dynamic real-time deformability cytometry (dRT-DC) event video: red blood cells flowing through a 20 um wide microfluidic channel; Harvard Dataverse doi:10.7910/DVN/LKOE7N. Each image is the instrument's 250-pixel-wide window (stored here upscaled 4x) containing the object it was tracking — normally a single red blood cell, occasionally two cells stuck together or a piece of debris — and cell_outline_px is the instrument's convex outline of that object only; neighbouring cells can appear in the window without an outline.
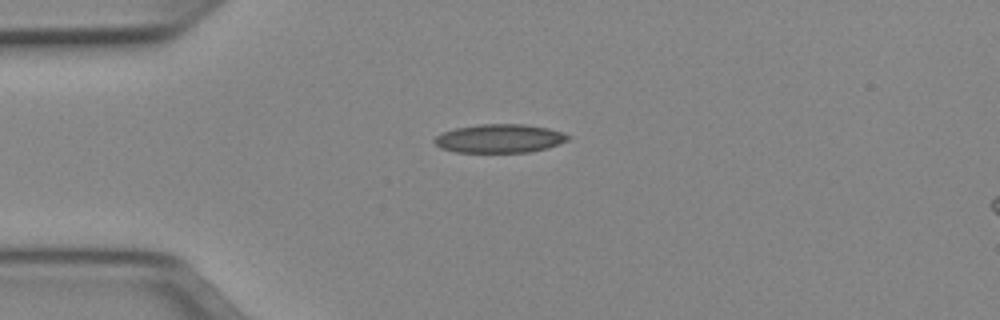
{"species": "Egyptian fruit bat (a non-hibernating species)", "species_latin": "Rousettus aegyptiacus", "temperature_condition": "cold", "stored_images_in_passage": 39, "camera_frame_rate_fps": 3000, "um_per_image_px": 0.085, "animal": {"sex": "female"}, "frame": {"image": 1, "passage_image": 1, "time_ms": 0.0, "image_size_px": [1000, 320], "cell_outline_px": [[572, 136], [568, 140], [548, 148], [528, 152], [456, 152], [440, 148], [432, 140], [436, 136], [444, 132], [456, 128], [480, 124], [524, 124], [548, 128], [564, 132]], "centroid_in_image_um": [42.49, 11.77], "position_along_channel_um": 42.5, "area_um2": 22.31}}
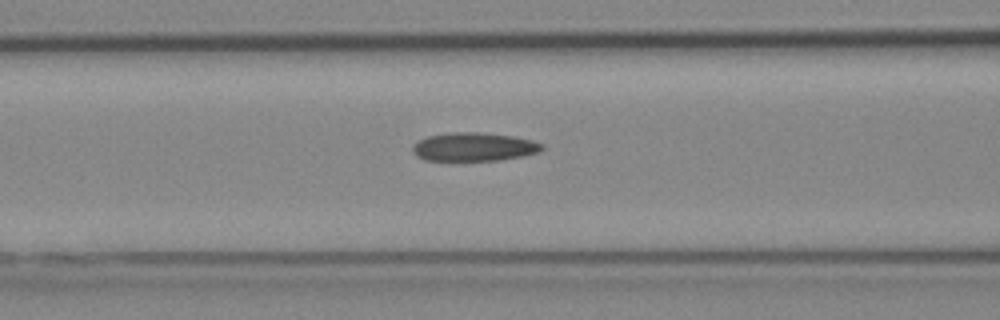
{"frame": {"image": 2, "passage_image": 9, "time_ms": 2.667, "image_size_px": [1000, 320], "cell_outline_px": [[544, 148], [540, 152], [524, 156], [500, 160], [424, 160], [416, 156], [412, 152], [412, 148], [420, 140], [428, 136], [452, 132], [480, 132], [512, 136], [532, 140], [544, 144]], "centroid_in_image_um": [40.32, 12.48], "position_along_channel_um": 126.3, "area_um2": 21.5}}
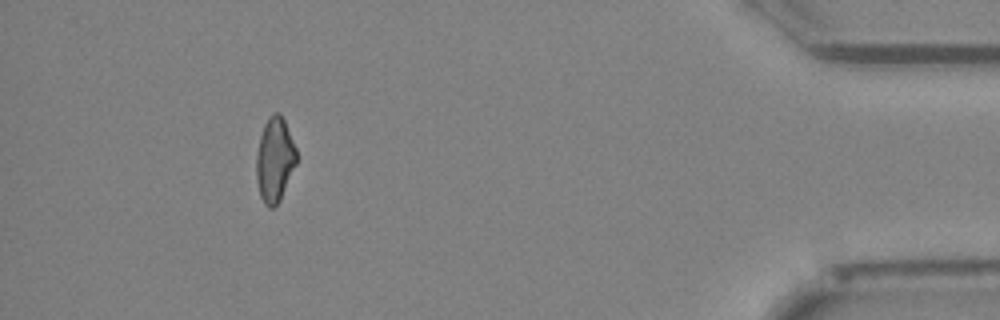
{"frame": {"image": 3, "passage_image": 35, "time_ms": 11.333, "image_size_px": [1000, 320], "cell_outline_px": [[296, 164], [280, 200], [272, 208], [268, 208], [264, 204], [260, 196], [256, 180], [256, 156], [260, 136], [264, 124], [268, 116], [272, 112], [280, 112], [284, 120], [296, 148]], "centroid_in_image_um": [23.33, 13.57], "position_along_channel_um": 411.9, "area_um2": 19.83}, "authors_computed_cell_mechanics": {"area_um2": 21.097, "velocity_mm_per_s": 3.9835, "shape_relaxation_time_tau1_ms": null, "shape_relaxation_time_tau2_ms": 8.7526, "deformation_change_tau1": null, "deformation_change_tau2": 0.2071}}